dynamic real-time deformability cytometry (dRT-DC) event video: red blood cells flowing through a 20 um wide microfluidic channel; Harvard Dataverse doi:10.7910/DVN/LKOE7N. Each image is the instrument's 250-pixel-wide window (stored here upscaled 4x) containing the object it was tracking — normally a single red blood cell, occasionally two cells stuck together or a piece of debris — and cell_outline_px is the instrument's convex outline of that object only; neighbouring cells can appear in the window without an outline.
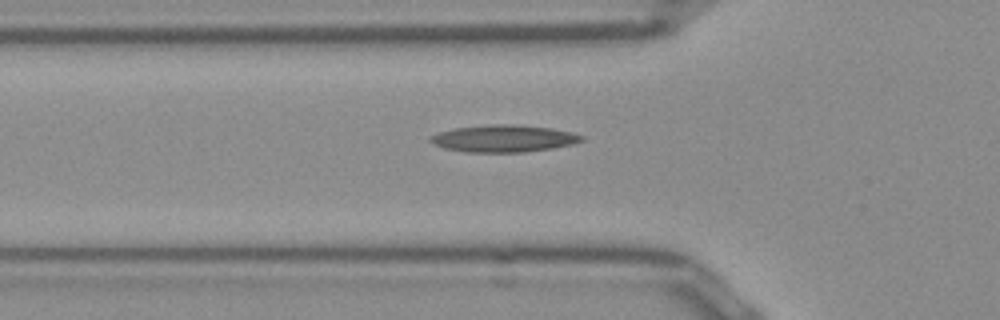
{"species": "Egyptian fruit bat (a non-hibernating species)", "species_latin": "Rousettus aegyptiacus", "temperature_condition": "room temperature", "stored_images_in_passage": 30, "camera_frame_rate_fps": 3000, "um_per_image_px": 0.085, "frame": {"image": 1, "passage_image": 2, "time_ms": 0.333, "image_size_px": [1000, 320], "cell_outline_px": [[584, 140], [572, 144], [552, 148], [524, 152], [468, 152], [448, 148], [432, 144], [428, 140], [428, 136], [440, 132], [456, 128], [484, 124], [516, 124], [552, 128], [572, 132], [584, 136]], "centroid_in_image_um": [42.82, 11.76], "position_along_channel_um": 83.0, "area_um2": 23.93}}
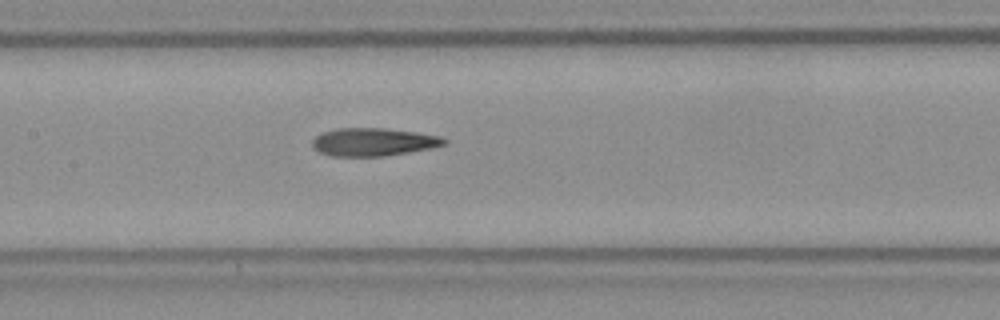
{"frame": {"image": 2, "passage_image": 9, "time_ms": 2.667, "image_size_px": [1000, 320], "cell_outline_px": [[448, 144], [432, 148], [384, 156], [332, 156], [320, 152], [312, 148], [312, 140], [320, 132], [336, 128], [384, 128], [416, 132], [440, 136], [448, 140]], "centroid_in_image_um": [31.73, 12.06], "position_along_channel_um": 175.7, "area_um2": 21.68}}
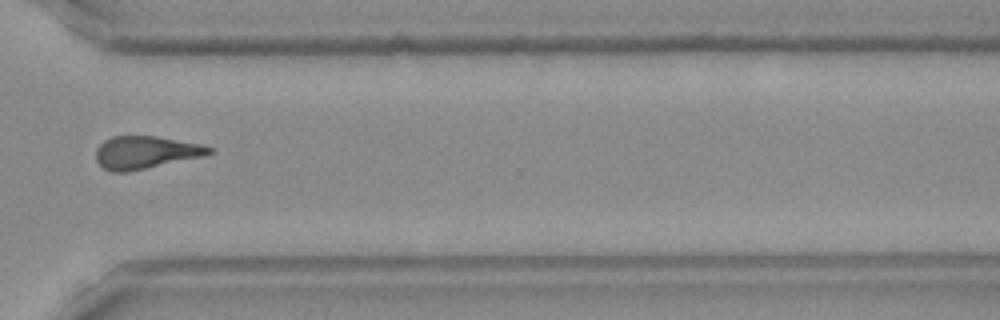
{"frame": {"image": 3, "passage_image": 23, "time_ms": 7.333, "image_size_px": [1000, 320], "cell_outline_px": [[212, 152], [204, 156], [124, 172], [112, 172], [104, 168], [96, 160], [96, 148], [104, 140], [112, 136], [156, 136], [200, 144], [212, 148]], "centroid_in_image_um": [12.34, 12.94], "position_along_channel_um": 358.3, "area_um2": 21.21}}